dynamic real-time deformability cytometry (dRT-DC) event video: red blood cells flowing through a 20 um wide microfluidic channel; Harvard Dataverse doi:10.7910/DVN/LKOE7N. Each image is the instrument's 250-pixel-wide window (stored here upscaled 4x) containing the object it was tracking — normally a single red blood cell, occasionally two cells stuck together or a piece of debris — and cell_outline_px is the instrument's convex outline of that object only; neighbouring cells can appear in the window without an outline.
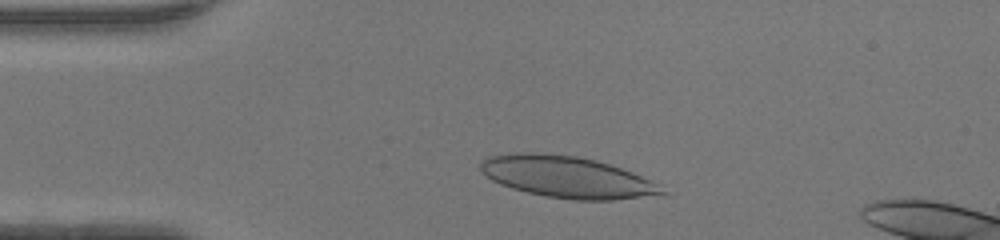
{"species": "human", "species_latin": "Homo sapiens", "temperature_condition": "warm", "stored_images_in_passage": 36, "camera_frame_rate_fps": 3000, "um_per_image_px": 0.085, "donor": {"sex": "female"}, "frame": {"image": 1, "passage_image": 6, "time_ms": 1.667, "image_size_px": [1000, 240], "cell_outline_px": [[664, 196], [612, 200], [572, 200], [544, 196], [512, 188], [500, 184], [492, 180], [480, 168], [480, 164], [488, 156], [516, 152], [536, 152], [576, 156], [596, 160], [632, 172], [660, 184], [664, 192]], "centroid_in_image_um": [48.24, 15.06], "position_along_channel_um": 36.8, "area_um2": 44.04}}
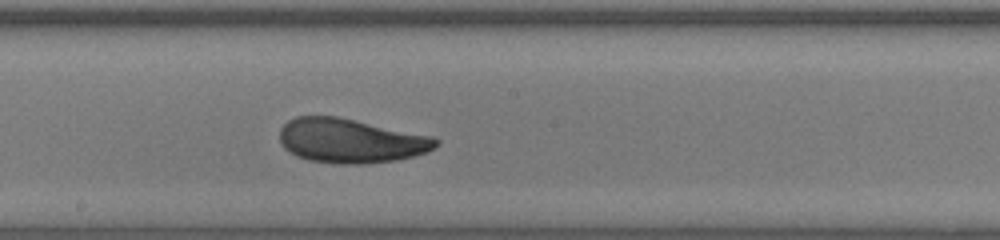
{"frame": {"image": 2, "passage_image": 21, "time_ms": 6.667, "image_size_px": [1000, 240], "cell_outline_px": [[440, 144], [428, 152], [396, 160], [364, 164], [340, 164], [308, 160], [296, 156], [284, 148], [280, 140], [280, 128], [288, 120], [296, 116], [336, 116], [436, 136], [440, 140]], "centroid_in_image_um": [29.84, 11.96], "position_along_channel_um": 218.4, "area_um2": 40.75}}
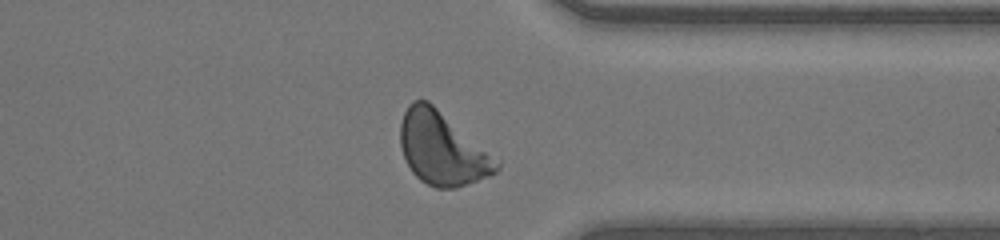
{"frame": {"image": 3, "passage_image": 32, "time_ms": 10.333, "image_size_px": [1000, 240], "cell_outline_px": [[500, 168], [496, 172], [488, 176], [456, 188], [436, 188], [420, 180], [412, 172], [404, 156], [400, 144], [400, 124], [404, 112], [408, 104], [412, 100], [428, 100], [500, 160]], "centroid_in_image_um": [37.59, 12.62], "position_along_channel_um": 373.8, "area_um2": 40.81}, "authors_computed_cell_mechanics": {"area_um2": 40.749, "velocity_mm_per_s": 4.3623, "shape_relaxation_time_tau1_ms": 3.1287, "shape_relaxation_time_tau2_ms": 1.6249, "deformation_change_tau1": 0.1496, "deformation_change_tau2": 0.0781}}